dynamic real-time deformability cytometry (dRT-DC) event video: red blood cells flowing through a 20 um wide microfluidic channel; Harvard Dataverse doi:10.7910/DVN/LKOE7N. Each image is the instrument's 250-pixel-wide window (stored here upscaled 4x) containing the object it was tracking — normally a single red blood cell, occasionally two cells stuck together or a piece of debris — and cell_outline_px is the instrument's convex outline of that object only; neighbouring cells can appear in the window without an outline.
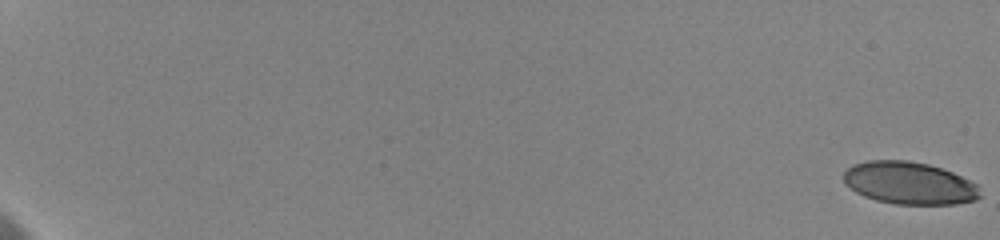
{"species": "human", "species_latin": "Homo sapiens", "temperature_condition": "cold", "stored_images_in_passage": 21, "camera_frame_rate_fps": 3000, "um_per_image_px": 0.085, "donor": {"sex": "female"}, "frame": {"image": 1, "passage_image": 1, "time_ms": 0.0, "image_size_px": [1000, 240], "cell_outline_px": [[980, 196], [976, 200], [956, 204], [896, 204], [876, 200], [864, 196], [856, 192], [844, 184], [844, 172], [852, 164], [868, 160], [908, 160], [928, 164], [952, 172], [976, 184]], "centroid_in_image_um": [77.25, 15.56], "position_along_channel_um": 7.7, "area_um2": 33.64}}
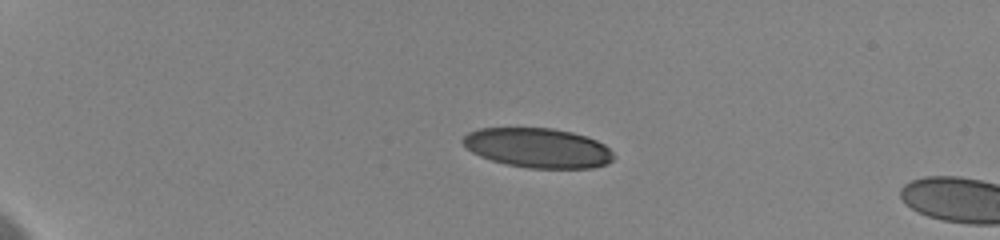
{"frame": {"image": 2, "passage_image": 17, "time_ms": 5.333, "image_size_px": [1000, 240], "cell_outline_px": [[616, 156], [608, 164], [592, 168], [528, 168], [504, 164], [480, 156], [472, 152], [460, 140], [468, 132], [480, 128], [552, 128], [572, 132], [596, 140], [604, 144]], "centroid_in_image_um": [45.72, 12.57], "position_along_channel_um": 39.3, "area_um2": 34.91}}